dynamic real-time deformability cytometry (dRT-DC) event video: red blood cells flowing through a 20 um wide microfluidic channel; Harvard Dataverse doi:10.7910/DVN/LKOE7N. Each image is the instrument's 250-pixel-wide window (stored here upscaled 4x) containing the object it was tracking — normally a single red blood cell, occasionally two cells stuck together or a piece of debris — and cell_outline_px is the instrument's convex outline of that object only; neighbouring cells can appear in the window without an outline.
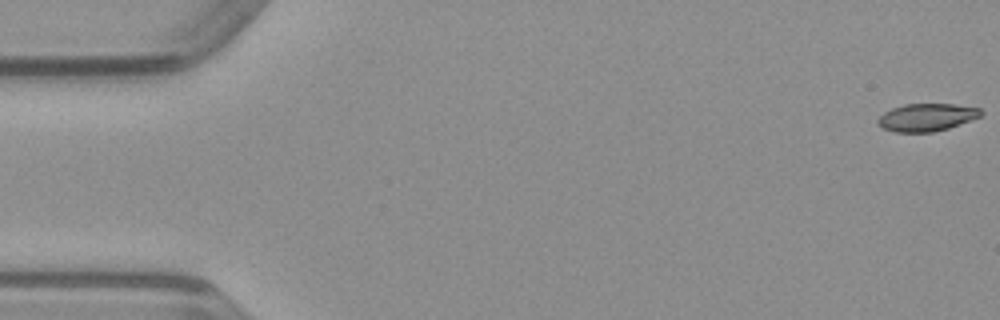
{"species": "common noctule bat (a hibernating species)", "species_latin": "Nyctalus noctula", "temperature_condition": "warm", "stored_images_in_passage": 50, "camera_frame_rate_fps": 3000, "um_per_image_px": 0.085, "animal": {"sex": "male", "body_mass_g": 23.1, "forearm_length_mm": 52.7}, "frame": {"image": 1, "passage_image": 1, "time_ms": 0.0, "image_size_px": [1000, 320], "cell_outline_px": [[984, 112], [980, 116], [948, 128], [932, 132], [896, 132], [884, 128], [876, 124], [876, 120], [884, 112], [892, 108], [904, 104], [956, 104], [980, 108]], "centroid_in_image_um": [78.75, 9.96], "position_along_channel_um": 6.3, "area_um2": 16.53}}
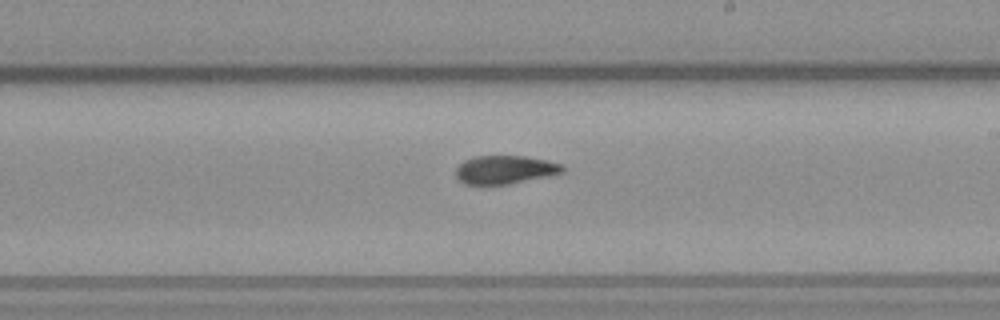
{"frame": {"image": 2, "passage_image": 29, "time_ms": 9.333, "image_size_px": [1000, 320], "cell_outline_px": [[564, 172], [556, 176], [508, 184], [464, 184], [456, 176], [456, 168], [464, 160], [476, 156], [524, 156], [548, 160], [564, 164]], "centroid_in_image_um": [43.01, 14.43], "position_along_channel_um": 246.0, "area_um2": 17.98}}
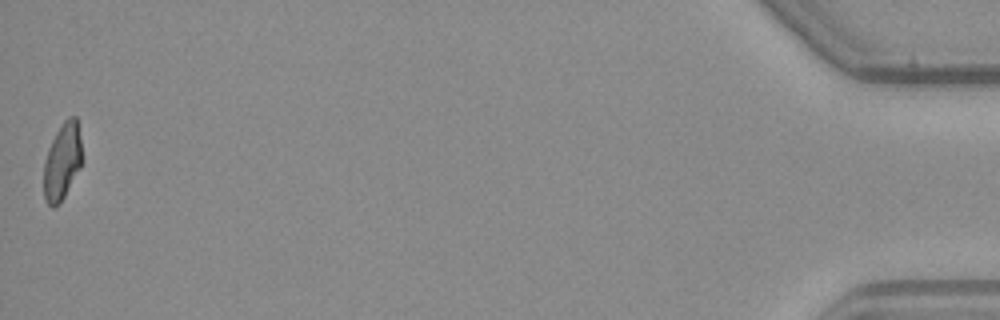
{"frame": {"image": 3, "passage_image": 50, "time_ms": 16.333, "image_size_px": [1000, 320], "cell_outline_px": [[84, 160], [80, 168], [60, 204], [52, 208], [44, 200], [44, 164], [48, 148], [56, 132], [64, 120], [68, 116], [76, 116]], "centroid_in_image_um": [5.31, 13.74], "position_along_channel_um": 429.9, "area_um2": 17.34}}